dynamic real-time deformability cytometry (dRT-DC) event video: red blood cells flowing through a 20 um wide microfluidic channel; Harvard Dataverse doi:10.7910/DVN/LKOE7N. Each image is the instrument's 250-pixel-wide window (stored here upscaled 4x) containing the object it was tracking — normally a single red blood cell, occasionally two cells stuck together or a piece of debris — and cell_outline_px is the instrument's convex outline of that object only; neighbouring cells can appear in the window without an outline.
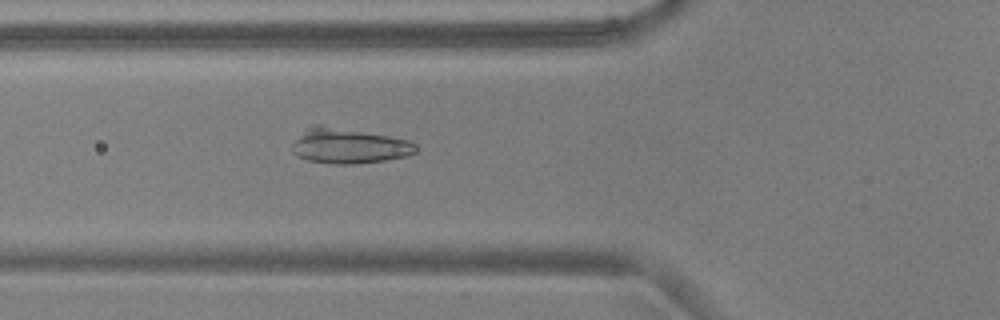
{"species": "common noctule bat (a hibernating species)", "species_latin": "Nyctalus noctula", "temperature_condition": "warm", "stored_images_in_passage": 22, "camera_frame_rate_fps": 3000, "um_per_image_px": 0.085, "animal": {"sex": "male", "body_mass_g": 17.9, "forearm_length_mm": 54.2}, "frame": {"image": 1, "passage_image": 4, "time_ms": 1.0, "image_size_px": [1000, 320], "cell_outline_px": [[420, 148], [416, 152], [408, 156], [384, 160], [356, 164], [336, 164], [308, 160], [292, 152], [292, 144], [312, 124], [320, 124], [388, 136], [408, 140], [416, 144]], "centroid_in_image_um": [29.69, 12.4], "position_along_channel_um": 96.1, "area_um2": 25.14}}
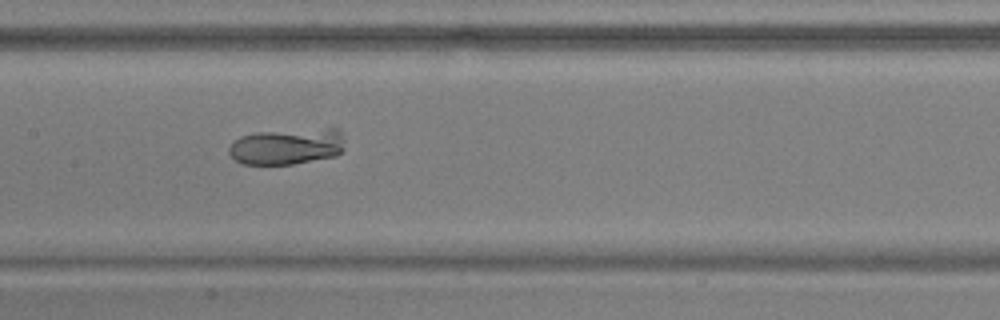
{"frame": {"image": 2, "passage_image": 11, "time_ms": 3.333, "image_size_px": [1000, 320], "cell_outline_px": [[344, 148], [336, 156], [292, 164], [244, 164], [236, 160], [228, 152], [228, 148], [240, 136], [256, 132], [328, 128], [336, 128], [340, 132]], "centroid_in_image_um": [24.39, 12.44], "position_along_channel_um": 183.0, "area_um2": 24.28}}
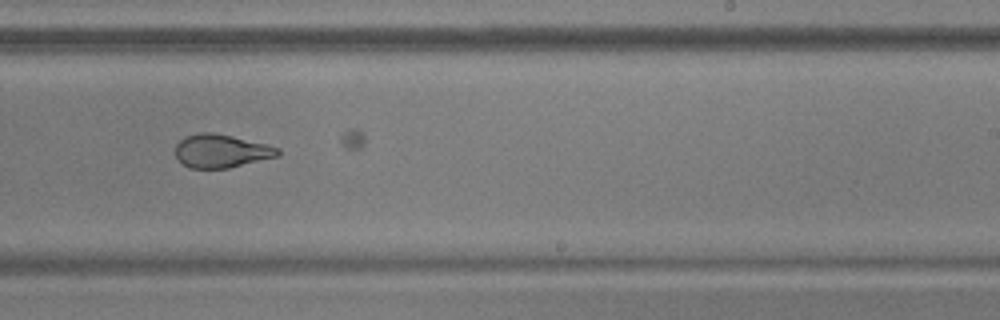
{"frame": {"image": 3, "passage_image": 18, "time_ms": 5.667, "image_size_px": [1000, 320], "cell_outline_px": [[280, 156], [228, 168], [188, 168], [176, 156], [176, 144], [184, 136], [200, 132], [212, 132], [232, 136], [268, 144], [280, 148]], "centroid_in_image_um": [18.83, 12.83], "position_along_channel_um": 270.2, "area_um2": 20.0}}